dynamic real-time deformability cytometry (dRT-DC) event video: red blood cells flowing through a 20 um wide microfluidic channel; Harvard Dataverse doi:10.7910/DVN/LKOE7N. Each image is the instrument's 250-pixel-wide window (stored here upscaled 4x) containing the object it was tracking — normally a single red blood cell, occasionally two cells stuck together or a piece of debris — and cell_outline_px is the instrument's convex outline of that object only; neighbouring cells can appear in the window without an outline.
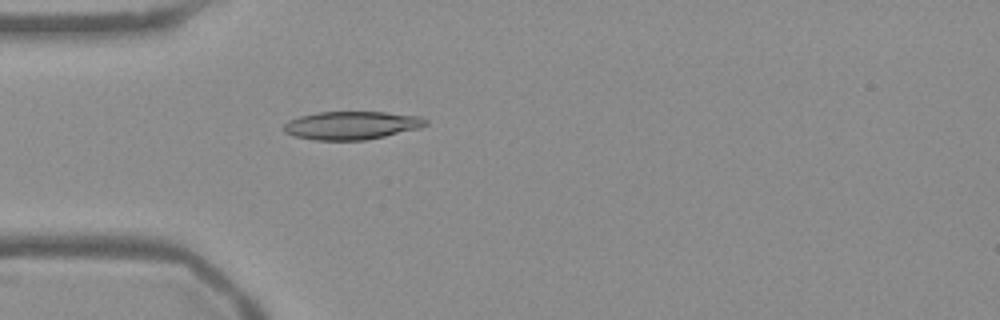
{"species": "Egyptian fruit bat (a non-hibernating species)", "species_latin": "Rousettus aegyptiacus", "temperature_condition": "warm", "stored_images_in_passage": 53, "camera_frame_rate_fps": 3000, "um_per_image_px": 0.085, "frame": {"image": 1, "passage_image": 15, "time_ms": 4.667, "image_size_px": [1000, 320], "cell_outline_px": [[428, 124], [420, 128], [384, 136], [364, 140], [312, 140], [292, 136], [284, 132], [280, 128], [288, 120], [300, 116], [316, 112], [384, 112], [420, 116], [428, 120]], "centroid_in_image_um": [29.83, 10.66], "position_along_channel_um": 55.2, "area_um2": 23.52}}
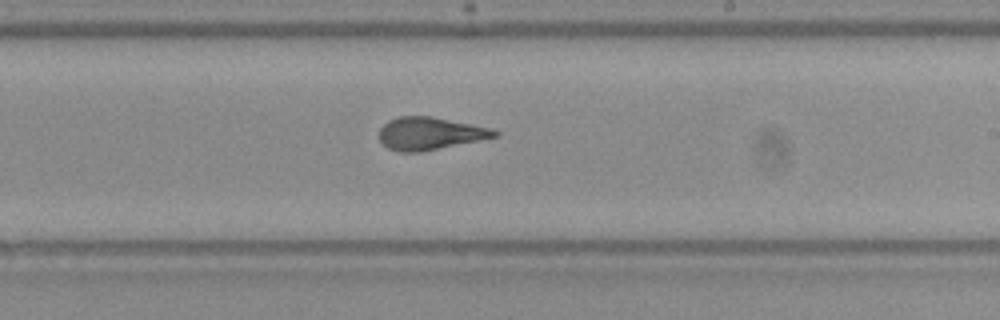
{"frame": {"image": 2, "passage_image": 31, "time_ms": 10.0, "image_size_px": [1000, 320], "cell_outline_px": [[500, 136], [420, 152], [400, 152], [388, 148], [380, 140], [380, 128], [388, 120], [396, 116], [432, 116], [492, 128], [500, 132]], "centroid_in_image_um": [36.56, 11.33], "position_along_channel_um": 252.4, "area_um2": 21.96}}
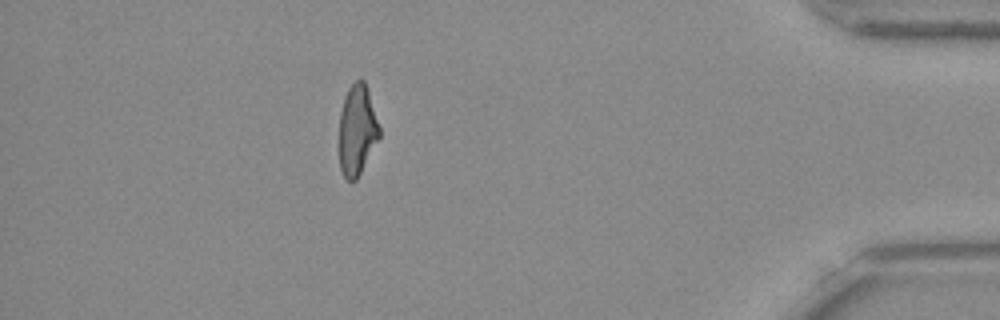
{"frame": {"image": 3, "passage_image": 47, "time_ms": 15.333, "image_size_px": [1000, 320], "cell_outline_px": [[380, 136], [356, 180], [348, 180], [344, 176], [340, 168], [340, 112], [344, 96], [348, 88], [356, 80], [364, 80], [380, 128]], "centroid_in_image_um": [30.35, 11.04], "position_along_channel_um": 404.9, "area_um2": 20.75}, "authors_computed_cell_mechanics": {"area_um2": 22.4264, "velocity_mm_per_s": 3.7854, "shape_relaxation_time_tau1_ms": 7.8416, "shape_relaxation_time_tau2_ms": 1.2955, "deformation_change_tau1": 0.2326, "deformation_change_tau2": 0.0936}}